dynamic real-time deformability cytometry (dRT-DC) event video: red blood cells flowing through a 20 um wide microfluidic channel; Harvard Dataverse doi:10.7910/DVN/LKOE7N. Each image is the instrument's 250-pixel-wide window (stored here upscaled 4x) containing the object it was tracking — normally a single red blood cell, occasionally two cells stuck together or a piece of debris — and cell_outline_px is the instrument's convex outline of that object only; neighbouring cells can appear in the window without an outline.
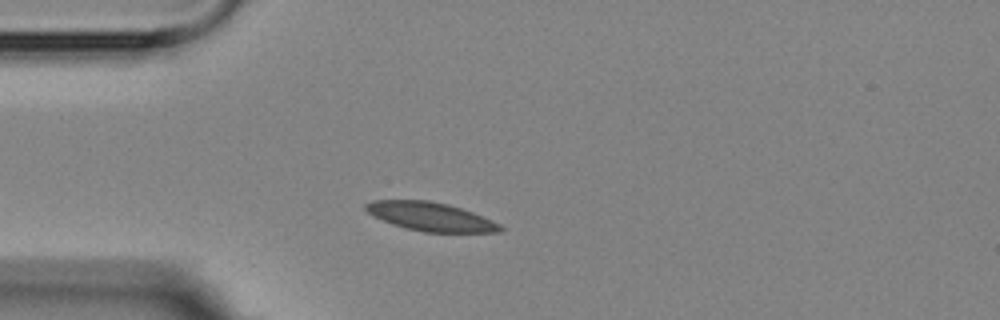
{"species": "Egyptian fruit bat (a non-hibernating species)", "species_latin": "Rousettus aegyptiacus", "temperature_condition": "room temperature", "stored_images_in_passage": 1, "camera_frame_rate_fps": 3000, "um_per_image_px": 0.085, "animal": {"sex": "female"}, "frame": {"image": 1, "passage_image": 1, "time_ms": 0.0, "image_size_px": [1000, 320], "cell_outline_px": [[504, 228], [500, 232], [424, 232], [404, 228], [392, 224], [372, 216], [364, 208], [364, 204], [372, 200], [428, 200], [448, 204], [472, 212], [492, 220], [500, 224]], "centroid_in_image_um": [36.57, 18.41], "position_along_channel_um": 48.4, "area_um2": 22.48}}